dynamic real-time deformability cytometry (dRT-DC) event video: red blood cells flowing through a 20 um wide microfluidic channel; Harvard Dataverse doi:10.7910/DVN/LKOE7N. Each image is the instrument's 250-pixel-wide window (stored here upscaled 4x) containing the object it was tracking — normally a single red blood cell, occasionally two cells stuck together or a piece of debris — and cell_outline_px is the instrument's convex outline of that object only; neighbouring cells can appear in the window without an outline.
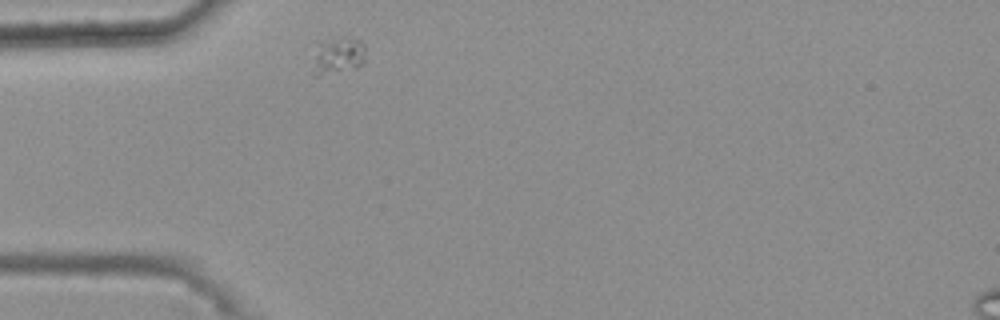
{"species": "common noctule bat (a hibernating species)", "species_latin": "Nyctalus noctula", "temperature_condition": "warm", "stored_images_in_passage": 41, "camera_frame_rate_fps": 3000, "um_per_image_px": 0.085, "animal": {"sex": "female", "body_mass_g": 25.1}, "frame": {"image": 1, "passage_image": 1, "time_ms": 0.0, "image_size_px": [1000, 320], "cell_outline_px": [[364, 60], [356, 68], [316, 76], [312, 76], [316, 40], [344, 36], [360, 40], [364, 44]], "centroid_in_image_um": [28.67, 4.68], "position_along_channel_um": 56.3, "area_um2": 11.73}}
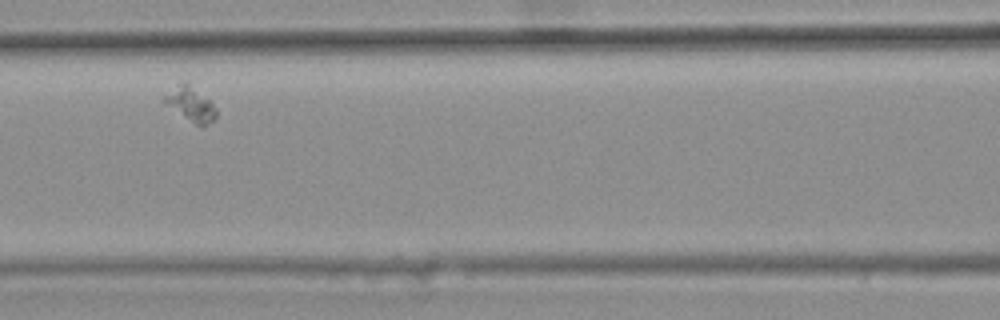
{"frame": {"image": 2, "passage_image": 10, "time_ms": 3.0, "image_size_px": [1000, 320], "cell_outline_px": [[216, 120], [204, 128], [200, 128], [164, 104], [160, 96], [184, 80], [208, 100], [216, 108]], "centroid_in_image_um": [16.17, 8.9], "position_along_channel_um": 150.4, "area_um2": 10.64}}
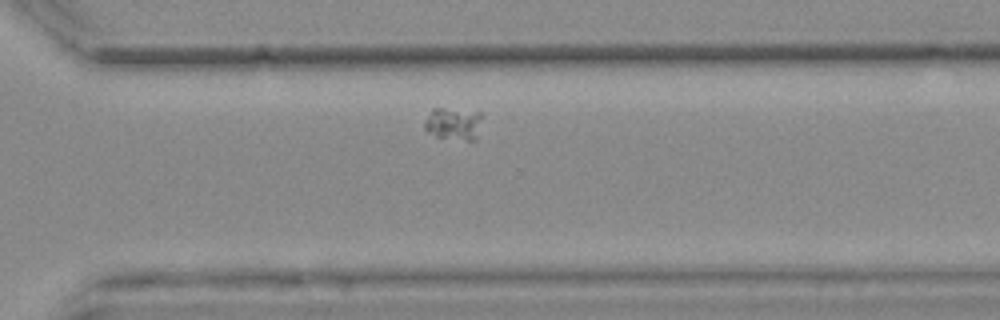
{"frame": {"image": 3, "passage_image": 26, "time_ms": 8.333, "image_size_px": [1000, 320], "cell_outline_px": [[480, 116], [476, 140], [468, 140], [436, 136], [428, 132], [424, 128], [424, 120], [432, 108], [440, 108], [480, 112]], "centroid_in_image_um": [38.49, 10.5], "position_along_channel_um": 332.1, "area_um2": 10.58}}